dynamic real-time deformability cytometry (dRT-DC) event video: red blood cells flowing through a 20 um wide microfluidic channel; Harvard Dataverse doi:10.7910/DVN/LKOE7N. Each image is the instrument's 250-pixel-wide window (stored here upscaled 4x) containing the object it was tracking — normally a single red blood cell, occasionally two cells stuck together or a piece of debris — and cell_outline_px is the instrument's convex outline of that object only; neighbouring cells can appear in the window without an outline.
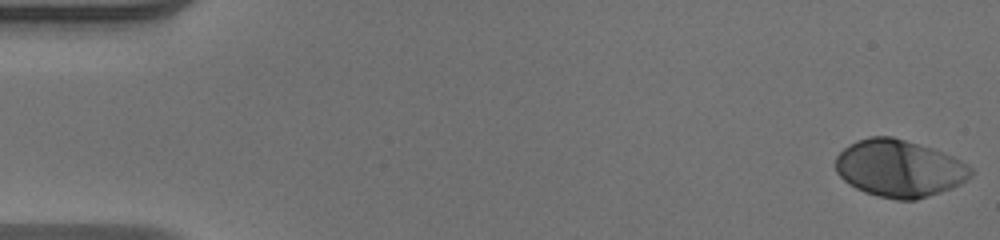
{"species": "human", "species_latin": "Homo sapiens", "temperature_condition": "warm", "stored_images_in_passage": 50, "camera_frame_rate_fps": 3000, "um_per_image_px": 0.085, "donor": {"sex": "male"}, "frame": {"image": 1, "passage_image": 1, "time_ms": 0.0, "image_size_px": [1000, 240], "cell_outline_px": [[972, 176], [968, 180], [952, 188], [916, 200], [896, 200], [864, 192], [848, 184], [836, 172], [836, 156], [848, 144], [856, 140], [868, 136], [892, 136], [932, 148], [952, 156], [968, 164], [972, 168]], "centroid_in_image_um": [76.43, 14.31], "position_along_channel_um": 8.6, "area_um2": 45.2}}
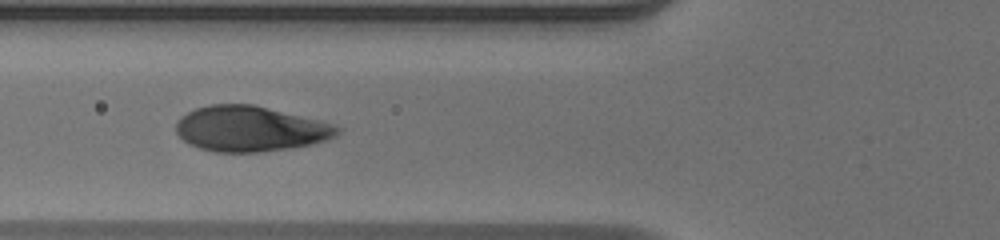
{"frame": {"image": 2, "passage_image": 19, "time_ms": 6.0, "image_size_px": [1000, 240], "cell_outline_px": [[344, 128], [336, 136], [328, 140], [312, 144], [292, 148], [260, 152], [216, 152], [200, 148], [188, 144], [176, 132], [176, 120], [180, 116], [196, 108], [212, 104], [252, 104], [320, 120]], "centroid_in_image_um": [21.29, 10.95], "position_along_channel_um": 104.5, "area_um2": 42.89}}
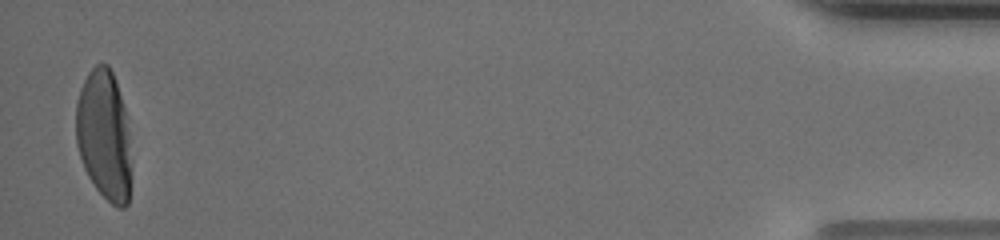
{"frame": {"image": 3, "passage_image": 49, "time_ms": 16.0, "image_size_px": [1000, 240], "cell_outline_px": [[128, 204], [124, 208], [120, 208], [112, 204], [96, 188], [88, 176], [84, 168], [76, 144], [76, 100], [80, 88], [88, 72], [96, 64], [108, 64], [112, 72], [124, 108], [128, 136]], "centroid_in_image_um": [8.79, 11.45], "position_along_channel_um": 426.4, "area_um2": 40.92}, "authors_computed_cell_mechanics": {"area_um2": 43.4656, "velocity_mm_per_s": 4.0948, "shape_relaxation_time_tau1_ms": 2.8633, "shape_relaxation_time_tau2_ms": null, "deformation_change_tau1": 0.2248, "deformation_change_tau2": null}}